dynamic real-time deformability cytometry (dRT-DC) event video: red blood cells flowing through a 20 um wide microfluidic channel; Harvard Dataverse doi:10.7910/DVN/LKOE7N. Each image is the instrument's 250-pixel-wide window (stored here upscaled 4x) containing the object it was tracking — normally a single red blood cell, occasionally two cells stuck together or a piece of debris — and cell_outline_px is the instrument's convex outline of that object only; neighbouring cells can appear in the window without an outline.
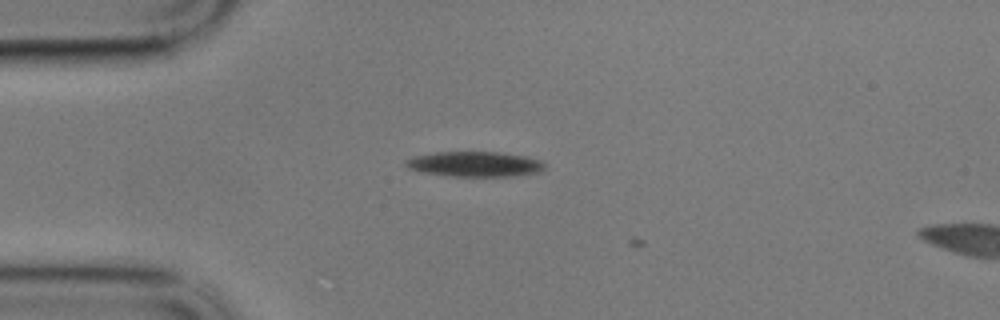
{"species": "common noctule bat (a hibernating species)", "species_latin": "Nyctalus noctula", "temperature_condition": "cold", "stored_images_in_passage": 10, "camera_frame_rate_fps": 3000, "um_per_image_px": 0.085, "animal": {"sex": "male", "body_mass_g": 17.9}, "frame": {"image": 1, "passage_image": 9, "time_ms": 2.667, "image_size_px": [1000, 320], "cell_outline_px": [[544, 168], [540, 172], [516, 176], [448, 176], [420, 172], [408, 168], [404, 164], [404, 160], [416, 156], [436, 152], [500, 152], [528, 156], [540, 160], [544, 164]], "centroid_in_image_um": [40.36, 13.95], "position_along_channel_um": 44.6, "area_um2": 20.52}}